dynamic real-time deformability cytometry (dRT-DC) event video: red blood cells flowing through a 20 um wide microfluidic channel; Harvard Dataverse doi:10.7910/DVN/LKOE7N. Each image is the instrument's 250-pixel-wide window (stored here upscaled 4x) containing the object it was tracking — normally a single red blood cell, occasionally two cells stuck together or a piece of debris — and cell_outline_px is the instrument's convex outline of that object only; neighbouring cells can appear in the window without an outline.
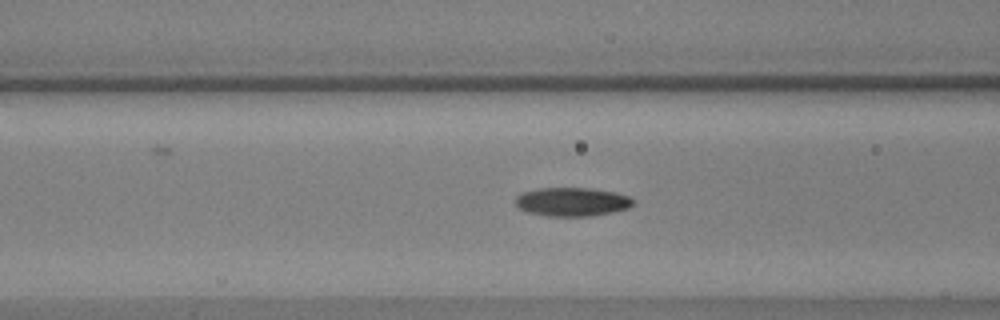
{"species": "common noctule bat (a hibernating species)", "species_latin": "Nyctalus noctula", "temperature_condition": "warm", "stored_images_in_passage": 27, "camera_frame_rate_fps": 3000, "um_per_image_px": 0.085, "animal": {"sex": "male", "body_mass_g": 17.9, "forearm_length_mm": 54.2}, "frame": {"image": 1, "passage_image": 8, "time_ms": 2.333, "image_size_px": [1000, 320], "cell_outline_px": [[636, 200], [628, 208], [612, 212], [592, 216], [548, 216], [528, 212], [520, 208], [516, 204], [516, 196], [524, 192], [536, 188], [588, 188], [616, 192], [628, 196]], "centroid_in_image_um": [48.64, 17.15], "position_along_channel_um": 118.0, "area_um2": 19.65}}
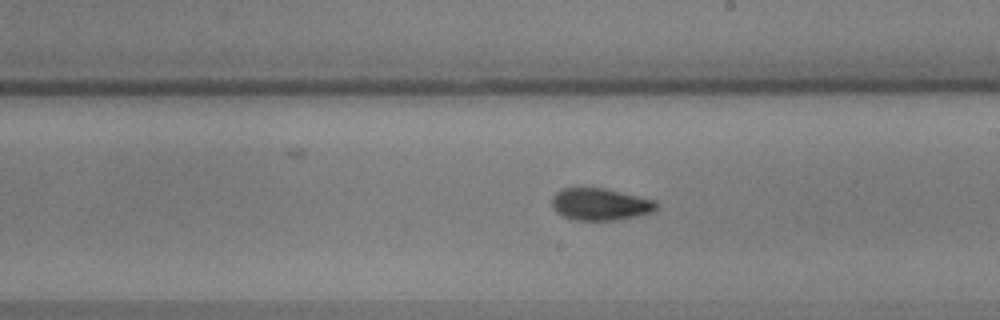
{"frame": {"image": 2, "passage_image": 18, "time_ms": 5.667, "image_size_px": [1000, 320], "cell_outline_px": [[656, 208], [652, 212], [636, 216], [616, 220], [576, 220], [564, 216], [556, 212], [552, 204], [552, 196], [560, 188], [604, 188], [656, 200]], "centroid_in_image_um": [51.0, 17.35], "position_along_channel_um": 238.0, "area_um2": 19.42}}
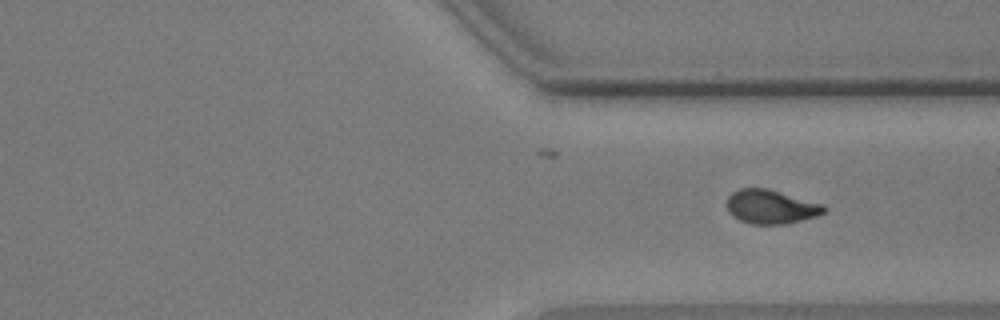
{"frame": {"image": 3, "passage_image": 27, "time_ms": 8.667, "image_size_px": [1000, 320], "cell_outline_px": [[828, 208], [824, 212], [816, 216], [784, 224], [752, 224], [740, 220], [732, 216], [728, 212], [728, 196], [732, 192], [740, 188], [764, 188], [824, 204]], "centroid_in_image_um": [65.52, 17.58], "position_along_channel_um": 345.9, "area_um2": 19.02}}